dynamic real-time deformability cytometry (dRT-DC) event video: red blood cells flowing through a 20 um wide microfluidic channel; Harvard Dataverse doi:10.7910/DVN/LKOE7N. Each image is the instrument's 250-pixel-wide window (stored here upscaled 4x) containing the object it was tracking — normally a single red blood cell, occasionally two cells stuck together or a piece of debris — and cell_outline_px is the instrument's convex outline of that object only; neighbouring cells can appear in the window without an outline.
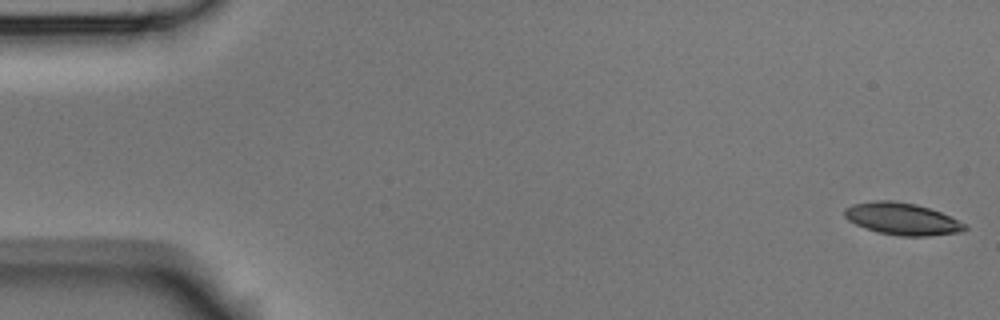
{"species": "Egyptian fruit bat (a non-hibernating species)", "species_latin": "Rousettus aegyptiacus", "temperature_condition": "room temperature", "stored_images_in_passage": 53, "camera_frame_rate_fps": 3000, "um_per_image_px": 0.085, "animal": {"sex": "male"}, "frame": {"image": 1, "passage_image": 1, "time_ms": 0.0, "image_size_px": [1000, 320], "cell_outline_px": [[968, 228], [964, 232], [928, 236], [900, 236], [876, 232], [864, 228], [848, 220], [844, 216], [844, 208], [852, 204], [876, 200], [888, 200], [916, 204], [940, 212], [968, 224]], "centroid_in_image_um": [76.7, 18.61], "position_along_channel_um": 8.3, "area_um2": 22.66}}
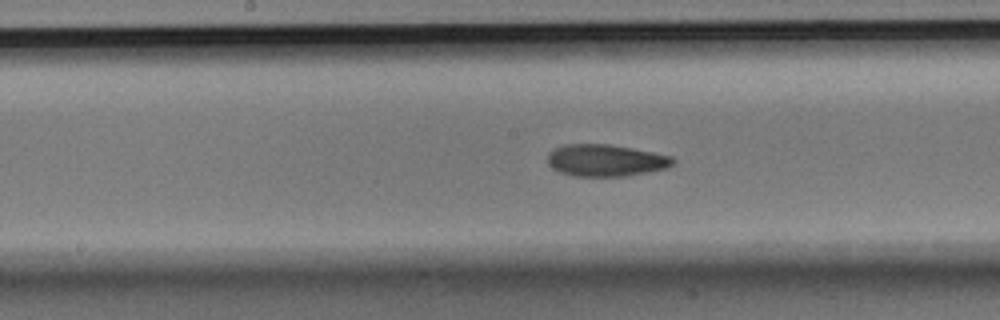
{"frame": {"image": 2, "passage_image": 27, "time_ms": 8.667, "image_size_px": [1000, 320], "cell_outline_px": [[676, 160], [668, 168], [628, 176], [572, 176], [560, 172], [552, 168], [548, 164], [548, 152], [564, 144], [608, 144], [632, 148], [672, 156]], "centroid_in_image_um": [51.48, 13.63], "position_along_channel_um": 196.7, "area_um2": 23.41}}
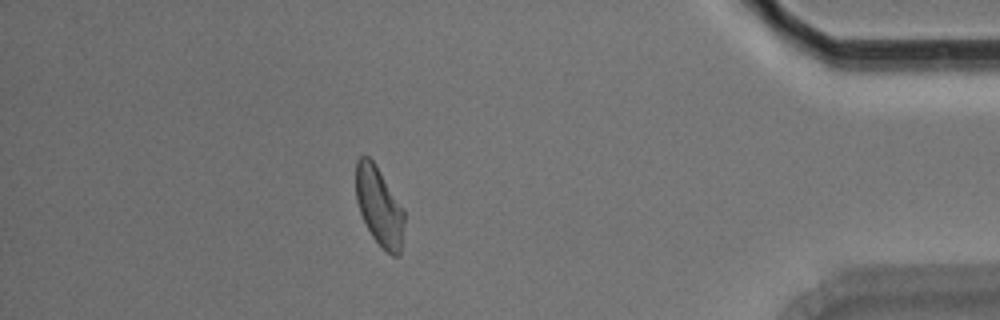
{"frame": {"image": 3, "passage_image": 47, "time_ms": 15.333, "image_size_px": [1000, 320], "cell_outline_px": [[404, 220], [400, 252], [396, 256], [392, 256], [372, 236], [360, 212], [356, 200], [356, 160], [360, 156], [368, 156], [376, 164], [404, 208]], "centroid_in_image_um": [32.23, 17.49], "position_along_channel_um": 403.0, "area_um2": 22.02}, "authors_computed_cell_mechanics": {"area_um2": 22.9466, "velocity_mm_per_s": 3.739, "shape_relaxation_time_tau1_ms": 4.2605, "shape_relaxation_time_tau2_ms": 2.4994, "deformation_change_tau1": 0.137, "deformation_change_tau2": 0.0828}}